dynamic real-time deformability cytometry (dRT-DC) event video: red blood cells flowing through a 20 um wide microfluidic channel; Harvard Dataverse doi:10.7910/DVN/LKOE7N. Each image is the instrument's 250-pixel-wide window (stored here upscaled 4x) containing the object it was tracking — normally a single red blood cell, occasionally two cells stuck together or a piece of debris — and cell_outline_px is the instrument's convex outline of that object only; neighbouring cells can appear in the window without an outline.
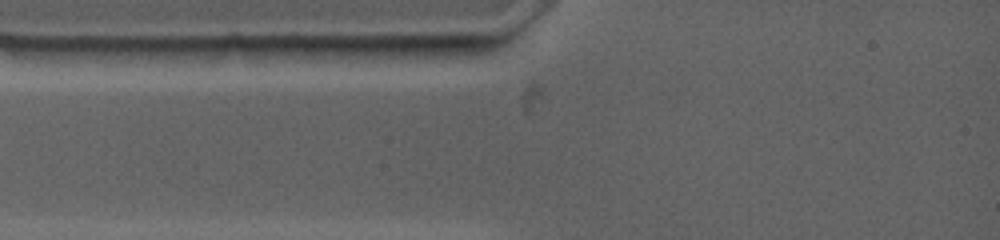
{"species": "common noctule bat (a hibernating species)", "species_latin": "Nyctalus noctula", "temperature_condition": "warm", "stored_images_in_passage": 2, "camera_frame_rate_fps": 4500, "um_per_image_px": 0.085, "animal": {"sex": "female", "body_mass_g": 19.0, "forearm_length_mm": 53.3}, "frame": {"image": 1, "passage_image": 1, "time_ms": 0.0, "image_size_px": [1000, 240], "cell_outline_px": [[444, 44], [440, 48], [424, 56], [388, 64], [300, 56], [280, 48], [296, 44]], "centroid_in_image_um": [30.96, 4.4], "position_along_channel_um": 54.0, "area_um2": 16.24}}